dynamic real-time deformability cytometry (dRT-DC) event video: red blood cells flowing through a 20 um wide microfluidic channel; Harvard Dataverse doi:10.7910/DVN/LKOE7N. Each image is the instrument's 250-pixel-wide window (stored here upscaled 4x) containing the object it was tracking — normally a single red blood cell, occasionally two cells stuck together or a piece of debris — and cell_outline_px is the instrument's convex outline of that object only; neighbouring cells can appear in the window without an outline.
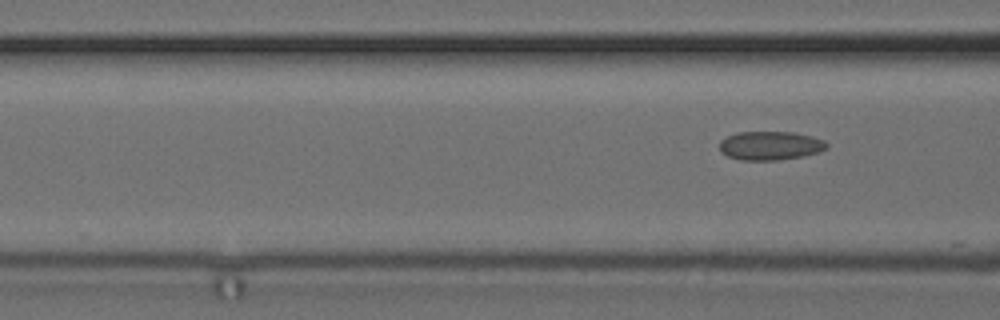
{"species": "common noctule bat (a hibernating species)", "species_latin": "Nyctalus noctula", "temperature_condition": "cold", "stored_images_in_passage": 4, "segment_of_instrument_passage": [2, 2], "camera_frame_rate_fps": 3000, "um_per_image_px": 0.085, "animal": {"sex": "female", "body_mass_g": 24.6, "forearm_length_mm": 56.2}, "frame": {"image": 1, "passage_image": 4, "time_ms": 3.667, "image_size_px": [1000, 320], "cell_outline_px": [[828, 148], [820, 152], [804, 156], [780, 160], [740, 160], [728, 156], [720, 152], [720, 140], [736, 132], [792, 132], [812, 136], [824, 140], [828, 144]], "centroid_in_image_um": [65.49, 12.38], "position_along_channel_um": 101.1, "area_um2": 18.15}}